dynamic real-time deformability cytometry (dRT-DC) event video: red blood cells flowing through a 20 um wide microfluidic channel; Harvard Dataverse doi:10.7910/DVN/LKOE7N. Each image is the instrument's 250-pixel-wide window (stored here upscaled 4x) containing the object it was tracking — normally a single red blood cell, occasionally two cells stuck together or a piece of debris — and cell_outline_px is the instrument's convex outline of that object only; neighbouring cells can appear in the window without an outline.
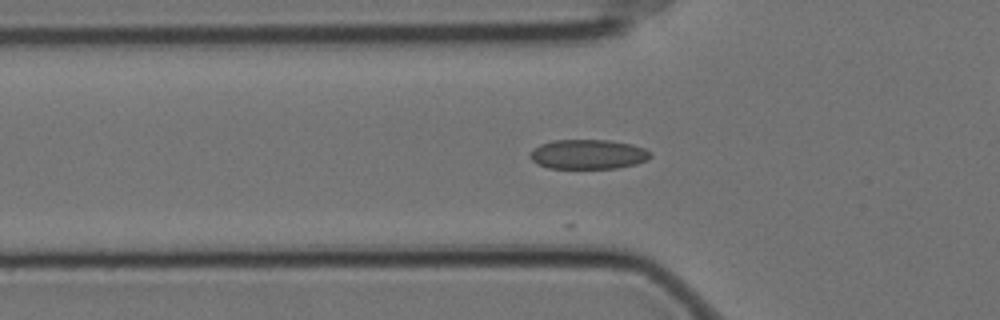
{"species": "Egyptian fruit bat (a non-hibernating species)", "species_latin": "Rousettus aegyptiacus", "temperature_condition": "cold", "stored_images_in_passage": 23, "camera_frame_rate_fps": 3000, "um_per_image_px": 0.085, "animal": {"sex": "female"}, "frame": {"image": 1, "passage_image": 19, "time_ms": 6.0, "image_size_px": [1000, 320], "cell_outline_px": [[652, 156], [648, 160], [636, 164], [616, 168], [548, 168], [536, 164], [528, 156], [528, 152], [532, 148], [540, 144], [552, 140], [608, 140], [632, 144], [644, 148], [652, 152]], "centroid_in_image_um": [49.96, 13.11], "position_along_channel_um": 75.8, "area_um2": 21.1}}
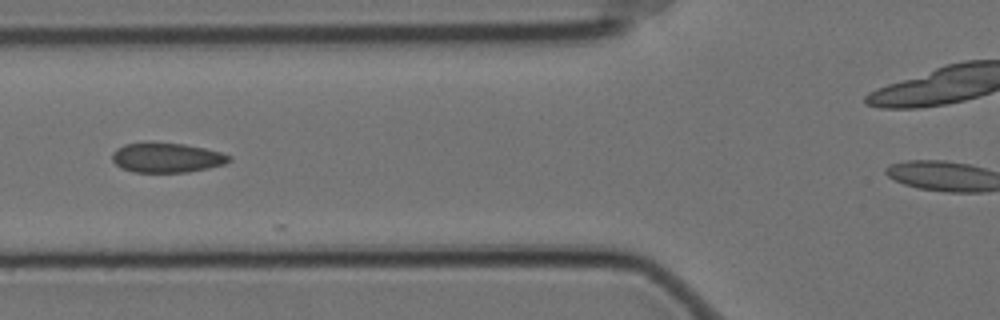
{"frame": {"image": 2, "passage_image": 22, "time_ms": 7.0, "image_size_px": [1000, 320], "cell_outline_px": [[232, 160], [224, 164], [208, 168], [188, 172], [132, 172], [120, 168], [112, 160], [112, 152], [116, 148], [124, 144], [184, 144], [204, 148], [220, 152], [232, 156]], "centroid_in_image_um": [14.18, 13.43], "position_along_channel_um": 111.6, "area_um2": 19.94}}